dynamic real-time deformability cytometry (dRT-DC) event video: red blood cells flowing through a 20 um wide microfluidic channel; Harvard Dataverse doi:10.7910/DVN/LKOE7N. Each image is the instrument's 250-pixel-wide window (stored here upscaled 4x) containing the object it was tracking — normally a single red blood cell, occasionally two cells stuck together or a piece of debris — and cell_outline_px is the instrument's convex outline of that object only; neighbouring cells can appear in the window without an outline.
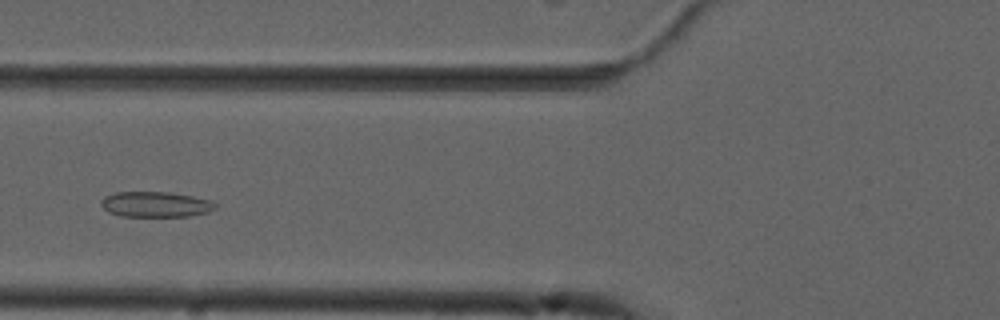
{"species": "common noctule bat (a hibernating species)", "species_latin": "Nyctalus noctula", "temperature_condition": "cold", "stored_images_in_passage": 50, "camera_frame_rate_fps": 3000, "um_per_image_px": 0.085, "animal": {"sex": "male", "forearm_length_mm": 52.5}, "frame": {"image": 1, "passage_image": 16, "time_ms": 5.0, "image_size_px": [1000, 320], "cell_outline_px": [[216, 208], [208, 212], [188, 216], [120, 216], [108, 212], [100, 204], [100, 200], [104, 196], [116, 192], [168, 192], [192, 196], [208, 200], [216, 204]], "centroid_in_image_um": [13.18, 17.37], "position_along_channel_um": 112.6, "area_um2": 16.88}}
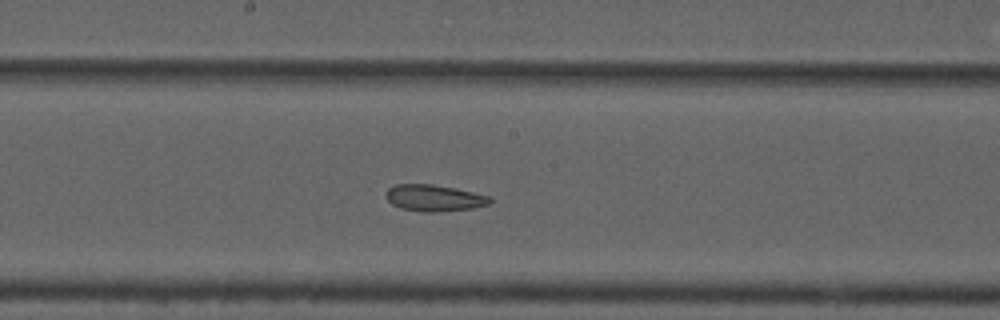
{"frame": {"image": 2, "passage_image": 24, "time_ms": 7.667, "image_size_px": [1000, 320], "cell_outline_px": [[492, 200], [488, 204], [472, 208], [436, 212], [420, 212], [400, 208], [392, 204], [384, 196], [388, 188], [396, 184], [432, 184], [456, 188], [492, 196]], "centroid_in_image_um": [36.89, 16.82], "position_along_channel_um": 211.3, "area_um2": 16.24}}
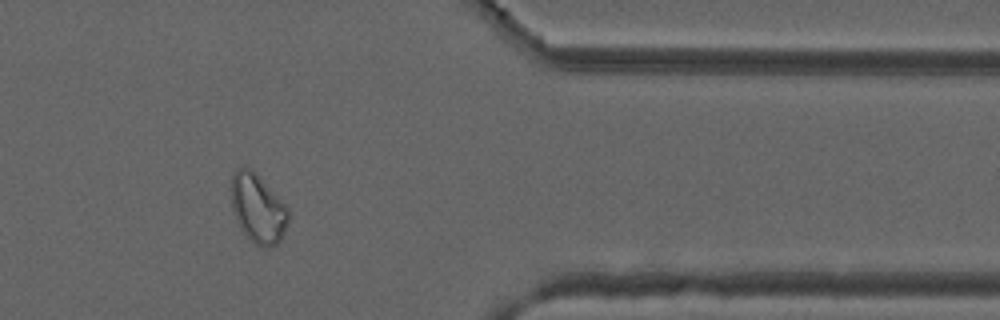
{"frame": {"image": 3, "passage_image": 40, "time_ms": 13.0, "image_size_px": [1000, 320], "cell_outline_px": [[288, 220], [284, 232], [280, 240], [276, 244], [268, 248], [264, 248], [256, 244], [244, 232], [236, 220], [232, 208], [232, 172], [236, 168], [244, 164], [252, 168], [256, 172], [288, 208]], "centroid_in_image_um": [21.9, 17.66], "position_along_channel_um": 389.5, "area_um2": 22.89}}